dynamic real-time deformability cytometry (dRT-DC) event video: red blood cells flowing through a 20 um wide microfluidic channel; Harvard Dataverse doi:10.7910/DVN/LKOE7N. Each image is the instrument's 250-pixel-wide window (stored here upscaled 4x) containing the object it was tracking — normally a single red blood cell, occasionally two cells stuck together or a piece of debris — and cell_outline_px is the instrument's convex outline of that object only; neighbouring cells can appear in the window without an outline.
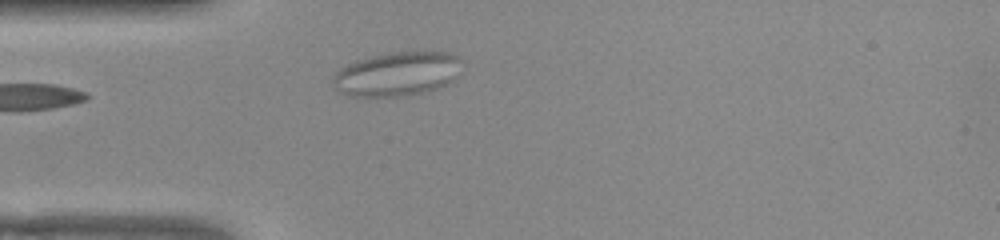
{"species": "common noctule bat (a hibernating species)", "species_latin": "Nyctalus noctula", "temperature_condition": "warm", "stored_images_in_passage": 12, "camera_frame_rate_fps": 3000, "um_per_image_px": 0.085, "animal": {"sex": "female", "body_mass_g": 22.0, "forearm_length_mm": 56.7}, "frame": {"image": 1, "passage_image": 1, "time_ms": 0.0, "image_size_px": [1000, 240], "cell_outline_px": [[456, 80], [448, 84], [436, 88], [420, 92], [400, 96], [352, 96], [340, 92], [332, 84], [332, 76], [340, 68], [356, 60], [388, 52], [448, 52], [456, 56]], "centroid_in_image_um": [33.67, 6.29], "position_along_channel_um": 51.3, "area_um2": 32.54}}
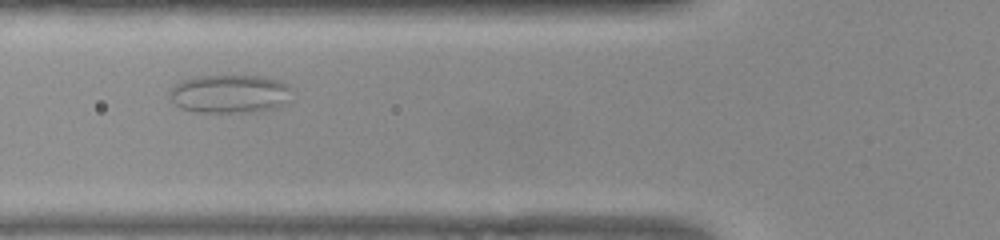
{"frame": {"image": 2, "passage_image": 6, "time_ms": 1.667, "image_size_px": [1000, 240], "cell_outline_px": [[292, 88], [284, 104], [260, 112], [196, 112], [180, 108], [172, 100], [172, 88], [176, 84], [184, 80], [196, 76], [264, 76], [280, 80], [288, 84]], "centroid_in_image_um": [19.57, 7.97], "position_along_channel_um": 106.2, "area_um2": 27.22}}